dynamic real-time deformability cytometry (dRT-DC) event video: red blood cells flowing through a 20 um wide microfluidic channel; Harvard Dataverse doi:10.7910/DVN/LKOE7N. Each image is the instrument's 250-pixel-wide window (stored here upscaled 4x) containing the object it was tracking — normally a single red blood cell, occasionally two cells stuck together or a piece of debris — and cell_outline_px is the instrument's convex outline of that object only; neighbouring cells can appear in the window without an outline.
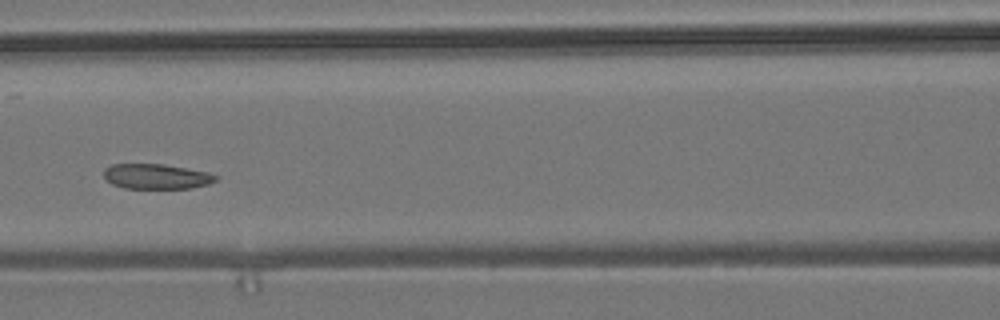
{"species": "common noctule bat (a hibernating species)", "species_latin": "Nyctalus noctula", "temperature_condition": "room temperature", "stored_images_in_passage": 6, "camera_frame_rate_fps": 3000, "um_per_image_px": 0.085, "animal": {"sex": "male", "body_mass_g": 19.2, "forearm_length_mm": 51.8}, "frame": {"image": 1, "passage_image": 6, "time_ms": 6.0, "image_size_px": [1000, 320], "cell_outline_px": [[220, 176], [216, 180], [208, 184], [192, 188], [124, 188], [112, 184], [104, 176], [104, 168], [112, 164], [164, 164], [208, 172]], "centroid_in_image_um": [13.31, 14.99], "position_along_channel_um": 153.3, "area_um2": 16.36}}